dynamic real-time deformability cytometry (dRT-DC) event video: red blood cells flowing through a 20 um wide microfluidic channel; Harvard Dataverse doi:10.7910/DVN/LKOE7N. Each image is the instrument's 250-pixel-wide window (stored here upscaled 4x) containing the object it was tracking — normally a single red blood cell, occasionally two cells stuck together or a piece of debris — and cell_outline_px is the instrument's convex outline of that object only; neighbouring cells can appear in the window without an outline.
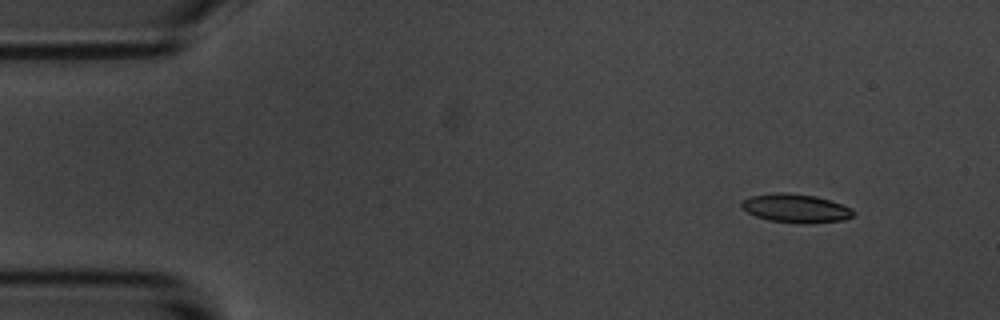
{"species": "common noctule bat (a hibernating species)", "species_latin": "Nyctalus noctula", "temperature_condition": "room temperature", "stored_images_in_passage": 51, "camera_frame_rate_fps": 3000, "um_per_image_px": 0.085, "animal": {"sex": "male", "body_mass_g": 20.1, "forearm_length_mm": 53.5}, "frame": {"image": 1, "passage_image": 1, "time_ms": 0.0, "image_size_px": [1000, 320], "cell_outline_px": [[856, 212], [852, 216], [844, 220], [808, 224], [800, 224], [768, 220], [756, 216], [740, 208], [740, 204], [744, 200], [752, 196], [780, 192], [784, 192], [816, 196], [832, 200], [852, 208]], "centroid_in_image_um": [67.68, 17.71], "position_along_channel_um": 17.3, "area_um2": 18.84}}
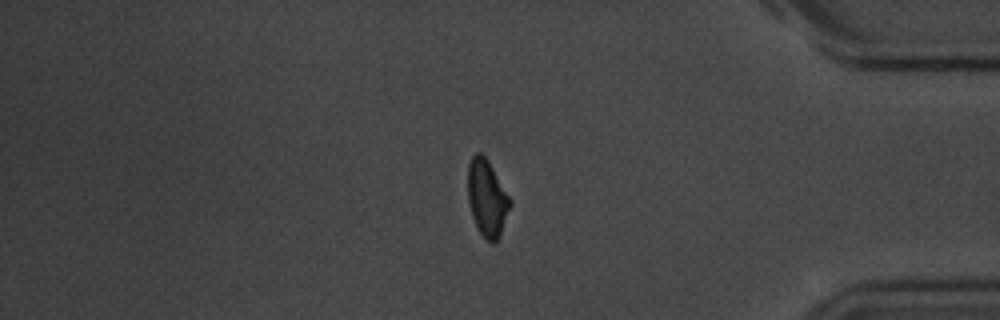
{"frame": {"image": 2, "passage_image": 42, "time_ms": 13.667, "image_size_px": [1000, 320], "cell_outline_px": [[512, 204], [500, 236], [496, 244], [492, 244], [480, 232], [472, 216], [468, 200], [468, 164], [472, 156], [476, 152], [480, 152], [488, 160], [512, 200]], "centroid_in_image_um": [41.42, 16.84], "position_along_channel_um": 393.8, "area_um2": 18.96}}
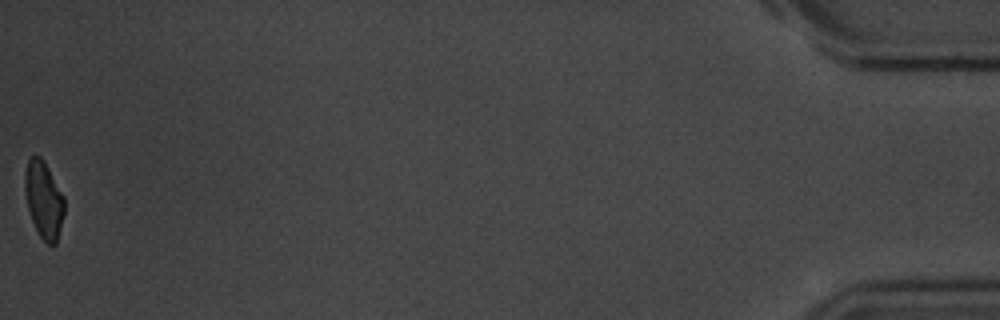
{"frame": {"image": 3, "passage_image": 51, "time_ms": 16.667, "image_size_px": [1000, 320], "cell_outline_px": [[64, 212], [56, 244], [52, 248], [40, 236], [32, 220], [28, 208], [24, 192], [24, 172], [28, 160], [32, 156], [40, 156], [44, 160], [64, 196]], "centroid_in_image_um": [3.71, 16.96], "position_along_channel_um": 431.5, "area_um2": 17.74}, "authors_computed_cell_mechanics": {"area_um2": 18.6116, "velocity_mm_per_s": 3.619, "shape_relaxation_time_tau1_ms": 2.657, "shape_relaxation_time_tau2_ms": null, "deformation_change_tau1": 0.4032, "deformation_change_tau2": null}}